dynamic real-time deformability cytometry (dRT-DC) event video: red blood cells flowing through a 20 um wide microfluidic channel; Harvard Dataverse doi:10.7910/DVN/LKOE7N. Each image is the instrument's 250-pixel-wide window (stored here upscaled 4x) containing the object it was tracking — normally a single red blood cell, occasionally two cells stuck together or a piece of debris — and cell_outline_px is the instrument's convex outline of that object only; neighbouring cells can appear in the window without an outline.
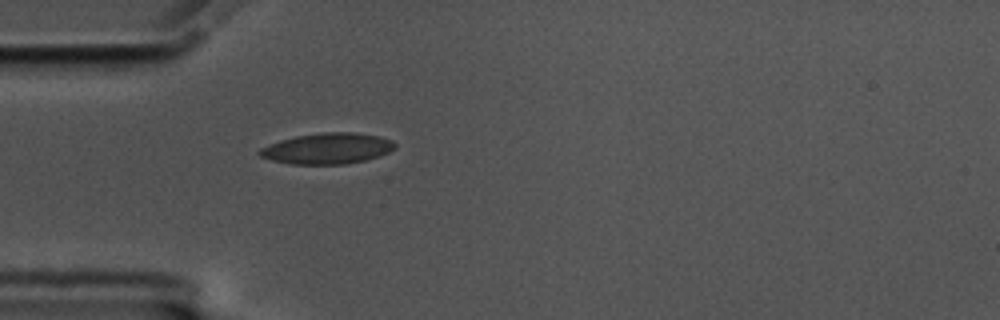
{"species": "common noctule bat (a hibernating species)", "species_latin": "Nyctalus noctula", "temperature_condition": "cold", "stored_images_in_passage": 42, "camera_frame_rate_fps": 3000, "um_per_image_px": 0.085, "animal": {"sex": "male", "body_mass_g": 17.5, "forearm_length_mm": 52.3}, "frame": {"image": 1, "passage_image": 1, "time_ms": 0.0, "image_size_px": [1000, 320], "cell_outline_px": [[396, 148], [380, 156], [364, 160], [344, 164], [292, 164], [272, 160], [260, 156], [256, 152], [260, 148], [268, 144], [280, 140], [296, 136], [320, 132], [352, 132], [380, 136], [392, 140], [396, 144]], "centroid_in_image_um": [27.82, 12.61], "position_along_channel_um": 57.2, "area_um2": 24.45}}
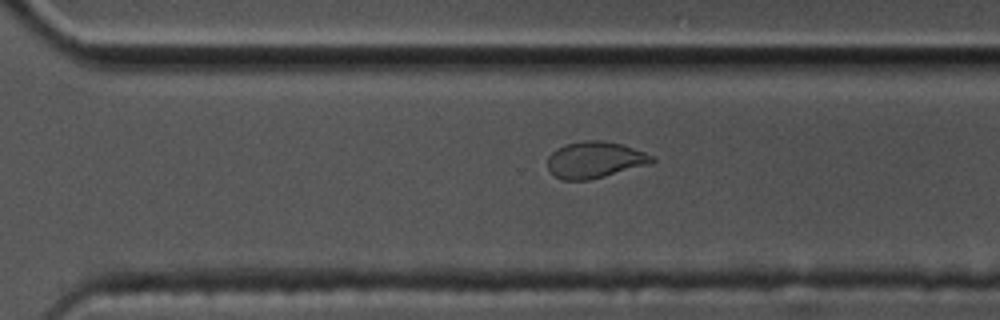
{"frame": {"image": 2, "passage_image": 24, "time_ms": 7.667, "image_size_px": [1000, 320], "cell_outline_px": [[656, 160], [652, 164], [588, 180], [564, 180], [556, 176], [548, 168], [548, 156], [556, 148], [564, 144], [584, 140], [600, 140], [620, 144], [644, 152], [652, 156]], "centroid_in_image_um": [50.56, 13.58], "position_along_channel_um": 320.0, "area_um2": 22.08}}
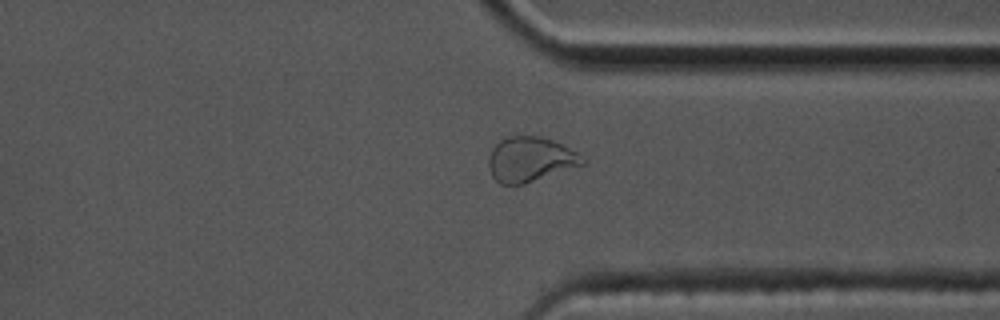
{"frame": {"image": 3, "passage_image": 28, "time_ms": 9.0, "image_size_px": [1000, 320], "cell_outline_px": [[588, 164], [524, 184], [500, 184], [492, 176], [488, 164], [488, 160], [492, 148], [500, 140], [508, 136], [540, 136], [552, 140], [576, 152], [588, 160]], "centroid_in_image_um": [45.1, 13.56], "position_along_channel_um": 366.3, "area_um2": 24.68}, "authors_computed_cell_mechanics": {"area_um2": 23.2934, "velocity_mm_per_s": 3.4765, "shape_relaxation_time_tau1_ms": 7.7291, "shape_relaxation_time_tau2_ms": 1.7757, "deformation_change_tau1": 0.193, "deformation_change_tau2": 0.0599}}